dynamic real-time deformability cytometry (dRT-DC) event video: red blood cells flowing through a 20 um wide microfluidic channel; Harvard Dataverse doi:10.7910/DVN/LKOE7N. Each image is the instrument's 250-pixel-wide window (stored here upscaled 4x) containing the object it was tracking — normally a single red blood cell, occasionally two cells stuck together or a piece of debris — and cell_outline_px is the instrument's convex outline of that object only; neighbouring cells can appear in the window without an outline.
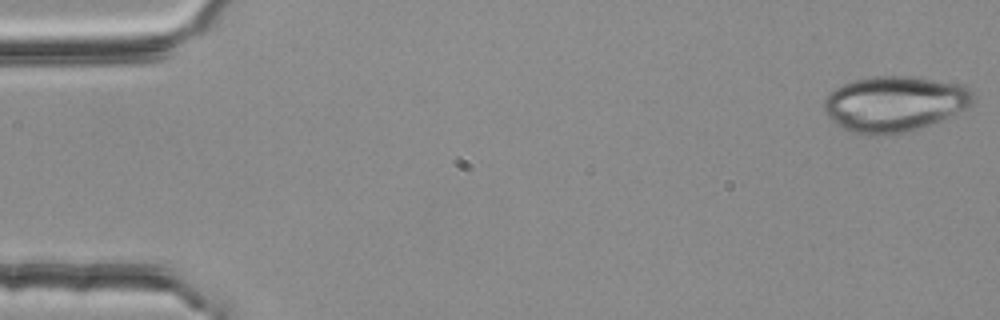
{"species": "common noctule bat (a hibernating species)", "species_latin": "Nyctalus noctula", "temperature_condition": "room temperature", "stored_images_in_passage": 4, "camera_frame_rate_fps": 3000, "um_per_image_px": 0.085, "animal": {"sex": "female", "body_mass_g": 25.1}, "frame": {"image": 1, "passage_image": 1, "time_ms": 0.0, "image_size_px": [1000, 320], "cell_outline_px": [[972, 104], [956, 112], [928, 124], [904, 132], [876, 136], [868, 136], [844, 128], [836, 124], [824, 112], [824, 100], [836, 88], [844, 84], [856, 80], [872, 76], [912, 76], [964, 84], [972, 92]], "centroid_in_image_um": [76.01, 8.81], "position_along_channel_um": 9.0, "area_um2": 47.57}}